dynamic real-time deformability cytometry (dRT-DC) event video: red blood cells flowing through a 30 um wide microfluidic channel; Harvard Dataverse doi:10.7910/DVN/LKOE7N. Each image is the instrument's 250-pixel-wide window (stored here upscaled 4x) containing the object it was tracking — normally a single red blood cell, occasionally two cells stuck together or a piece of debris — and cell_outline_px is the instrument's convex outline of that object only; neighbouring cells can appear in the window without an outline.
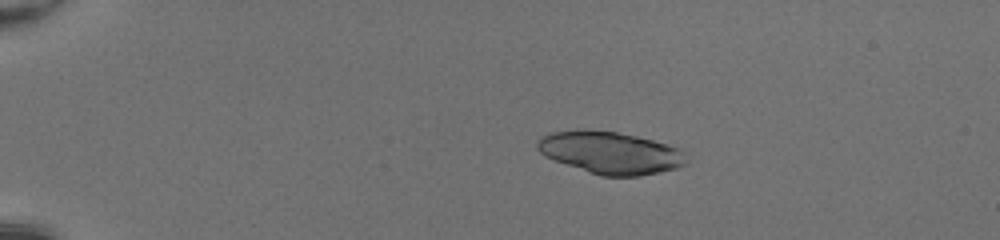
{"species": "common noctule bat (a hibernating species)", "species_latin": "Nyctalus noctula", "temperature_condition": "room temperature", "stored_images_in_passage": 51, "camera_frame_rate_fps": 3000, "um_per_image_px": 0.085, "animal": {"sex": "female", "body_mass_g": 20.0, "forearm_length_mm": 54.0}, "frame": {"image": 1, "passage_image": 12, "time_ms": 3.667, "image_size_px": [1000, 240], "cell_outline_px": [[688, 160], [684, 164], [676, 168], [660, 172], [640, 176], [600, 176], [544, 156], [536, 148], [536, 140], [540, 136], [552, 132], [576, 128], [616, 132], [636, 136], [668, 144], [680, 148]], "centroid_in_image_um": [51.84, 12.96], "position_along_channel_um": 33.2, "area_um2": 36.88}}
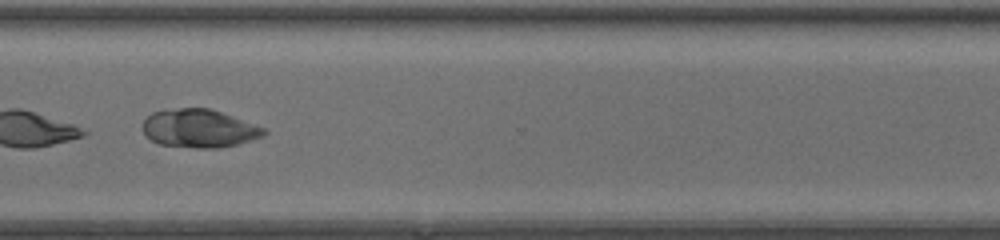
{"frame": {"image": 2, "passage_image": 41, "time_ms": 13.333, "image_size_px": [1000, 240], "cell_outline_px": [[268, 132], [264, 136], [236, 144], [216, 148], [196, 148], [160, 144], [152, 140], [140, 128], [144, 120], [152, 112], [180, 108], [208, 108], [220, 112], [264, 128]], "centroid_in_image_um": [16.9, 10.92], "position_along_channel_um": 353.7, "area_um2": 26.65}}